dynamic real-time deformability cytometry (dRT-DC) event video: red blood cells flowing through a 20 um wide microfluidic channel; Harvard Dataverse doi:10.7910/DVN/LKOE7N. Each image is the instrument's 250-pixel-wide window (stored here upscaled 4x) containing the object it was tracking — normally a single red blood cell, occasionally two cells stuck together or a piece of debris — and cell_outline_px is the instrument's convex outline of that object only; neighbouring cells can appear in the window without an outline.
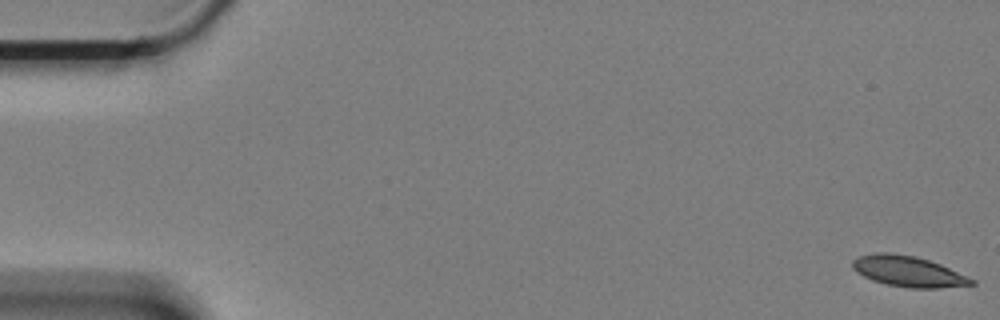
{"species": "Egyptian fruit bat (a non-hibernating species)", "species_latin": "Rousettus aegyptiacus", "temperature_condition": "cold", "stored_images_in_passage": 62, "camera_frame_rate_fps": 3000, "um_per_image_px": 0.085, "animal": {"sex": "female"}, "frame": {"image": 1, "passage_image": 1, "time_ms": 0.0, "image_size_px": [1000, 320], "cell_outline_px": [[976, 284], [940, 288], [908, 288], [888, 284], [872, 280], [856, 272], [852, 268], [852, 260], [856, 256], [876, 252], [888, 252], [916, 256], [940, 264], [968, 276], [976, 280]], "centroid_in_image_um": [77.19, 23.06], "position_along_channel_um": 7.8, "area_um2": 21.44}}
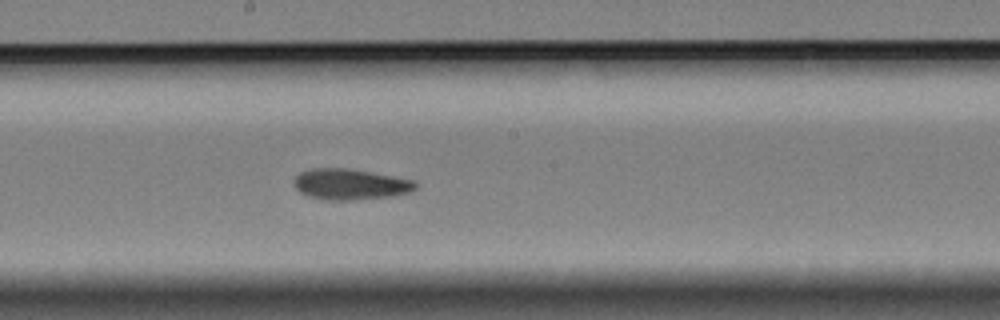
{"frame": {"image": 2, "passage_image": 33, "time_ms": 10.667, "image_size_px": [1000, 320], "cell_outline_px": [[416, 188], [408, 192], [396, 196], [352, 200], [324, 200], [308, 196], [300, 192], [292, 184], [292, 180], [300, 172], [312, 168], [344, 168], [372, 172], [412, 180], [416, 184]], "centroid_in_image_um": [29.72, 15.67], "position_along_channel_um": 218.5, "area_um2": 21.91}}
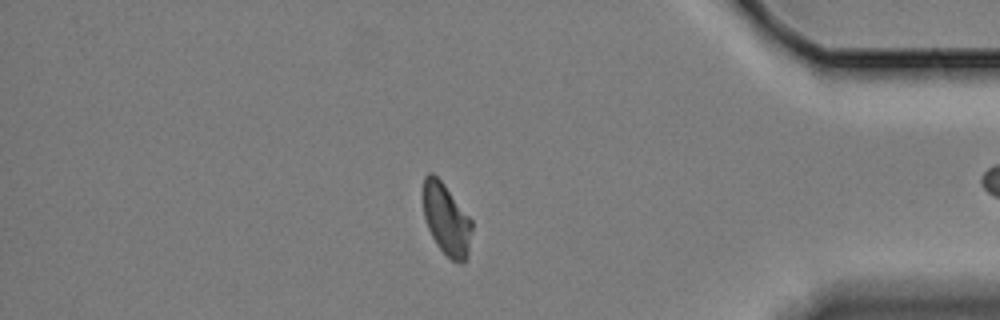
{"frame": {"image": 3, "passage_image": 52, "time_ms": 17.0, "image_size_px": [1000, 320], "cell_outline_px": [[472, 232], [468, 256], [460, 264], [452, 260], [436, 244], [428, 228], [424, 216], [424, 176], [428, 172], [432, 172], [444, 184], [472, 220]], "centroid_in_image_um": [37.96, 18.66], "position_along_channel_um": 397.2, "area_um2": 20.11}}